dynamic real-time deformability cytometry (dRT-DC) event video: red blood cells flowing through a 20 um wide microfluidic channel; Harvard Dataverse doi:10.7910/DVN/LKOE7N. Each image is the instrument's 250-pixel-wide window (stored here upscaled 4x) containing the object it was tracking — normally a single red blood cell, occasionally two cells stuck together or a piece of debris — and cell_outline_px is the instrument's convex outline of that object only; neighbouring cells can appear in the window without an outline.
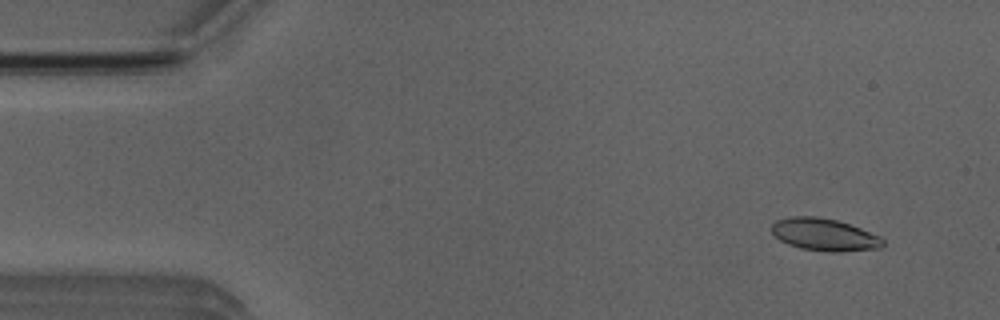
{"species": "Egyptian fruit bat (a non-hibernating species)", "species_latin": "Rousettus aegyptiacus", "temperature_condition": "room temperature", "stored_images_in_passage": 52, "camera_frame_rate_fps": 3000, "um_per_image_px": 0.085, "animal": {"sex": "male"}, "frame": {"image": 1, "passage_image": 4, "time_ms": 1.0, "image_size_px": [1000, 320], "cell_outline_px": [[884, 244], [880, 248], [840, 252], [828, 252], [800, 248], [788, 244], [780, 240], [772, 232], [772, 224], [776, 220], [788, 216], [816, 216], [836, 220], [860, 228], [880, 236], [884, 240]], "centroid_in_image_um": [70.06, 19.94], "position_along_channel_um": 14.9, "area_um2": 20.98}}
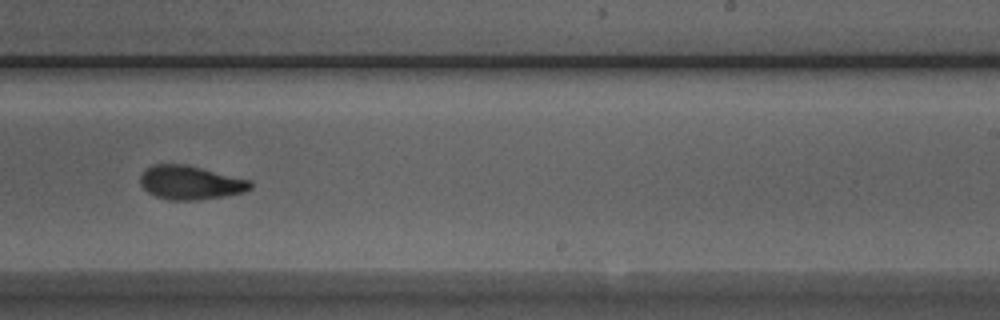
{"frame": {"image": 2, "passage_image": 32, "time_ms": 10.333, "image_size_px": [1000, 320], "cell_outline_px": [[252, 188], [244, 192], [224, 196], [196, 200], [168, 200], [156, 196], [148, 192], [140, 184], [140, 176], [144, 168], [152, 164], [184, 164], [252, 180]], "centroid_in_image_um": [16.17, 15.51], "position_along_channel_um": 272.8, "area_um2": 21.79}}
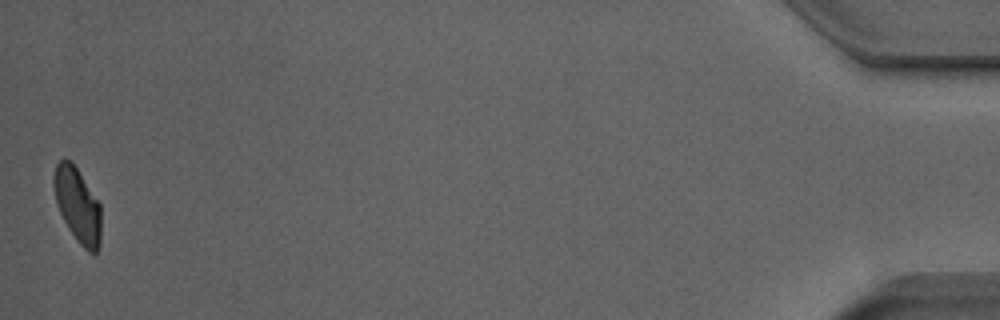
{"frame": {"image": 3, "passage_image": 52, "time_ms": 17.0, "image_size_px": [1000, 320], "cell_outline_px": [[100, 244], [96, 252], [88, 252], [76, 240], [68, 228], [56, 204], [52, 184], [52, 176], [56, 164], [64, 156], [76, 168], [100, 204]], "centroid_in_image_um": [6.56, 17.43], "position_along_channel_um": 428.6, "area_um2": 20.46}, "authors_computed_cell_mechanics": {"area_um2": 21.7039, "velocity_mm_per_s": 3.8529, "shape_relaxation_time_tau1_ms": 2.8232, "shape_relaxation_time_tau2_ms": 2.119, "deformation_change_tau1": 0.1229, "deformation_change_tau2": 0.0721}}